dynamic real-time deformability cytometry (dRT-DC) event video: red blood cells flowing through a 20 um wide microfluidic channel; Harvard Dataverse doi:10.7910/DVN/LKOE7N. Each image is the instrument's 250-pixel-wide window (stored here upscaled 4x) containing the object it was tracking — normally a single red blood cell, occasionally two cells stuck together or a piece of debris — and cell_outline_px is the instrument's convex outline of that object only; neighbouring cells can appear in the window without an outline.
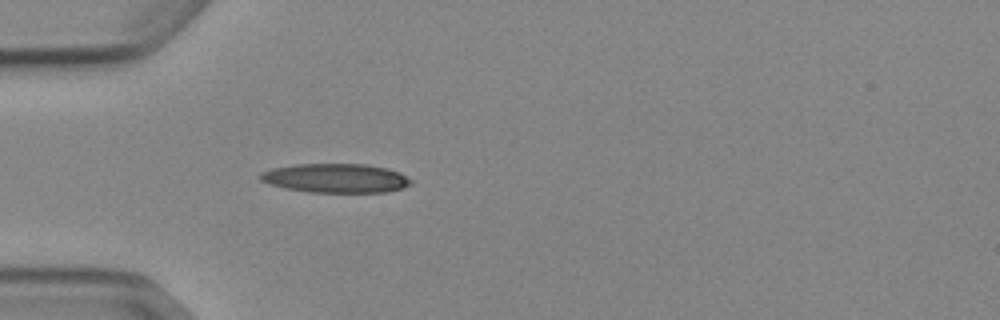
{"species": "Egyptian fruit bat (a non-hibernating species)", "species_latin": "Rousettus aegyptiacus", "temperature_condition": "cold", "stored_images_in_passage": 32, "camera_frame_rate_fps": 3000, "um_per_image_px": 0.085, "animal": {"sex": "female"}, "frame": {"image": 1, "passage_image": 1, "time_ms": 0.0, "image_size_px": [1000, 320], "cell_outline_px": [[412, 184], [404, 188], [388, 192], [308, 192], [284, 188], [260, 180], [256, 176], [260, 172], [272, 168], [296, 164], [364, 164], [388, 168], [400, 172], [412, 180]], "centroid_in_image_um": [28.54, 15.14], "position_along_channel_um": 56.5, "area_um2": 25.78}}
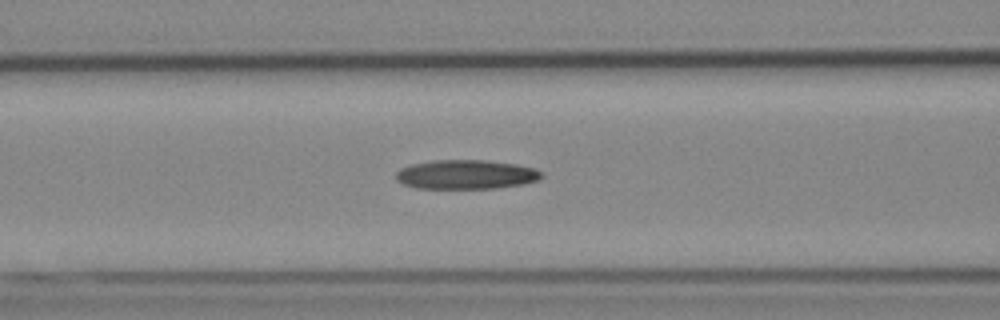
{"frame": {"image": 2, "passage_image": 7, "time_ms": 2.0, "image_size_px": [1000, 320], "cell_outline_px": [[544, 176], [540, 180], [524, 184], [496, 188], [416, 188], [404, 184], [396, 180], [396, 172], [400, 168], [412, 164], [432, 160], [484, 160], [516, 164], [536, 168]], "centroid_in_image_um": [39.63, 14.83], "position_along_channel_um": 127.0, "area_um2": 24.91}}
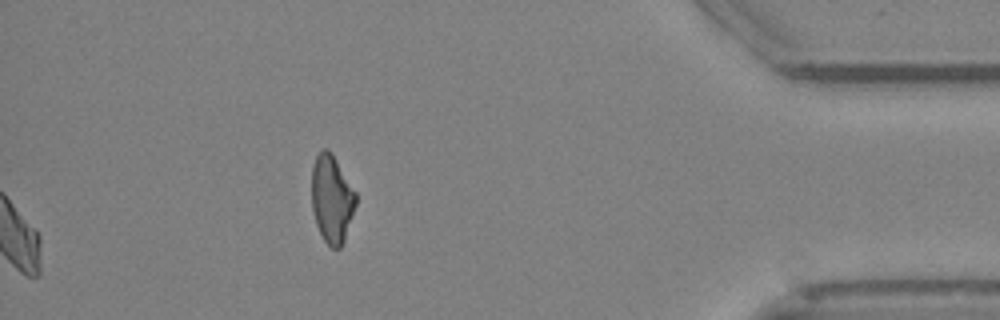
{"frame": {"image": 3, "passage_image": 32, "time_ms": 10.333, "image_size_px": [1000, 320], "cell_outline_px": [[356, 204], [344, 240], [340, 248], [332, 248], [324, 240], [316, 224], [312, 212], [312, 168], [316, 156], [324, 148], [328, 148], [332, 152], [356, 192]], "centroid_in_image_um": [28.2, 16.88], "position_along_channel_um": 407.0, "area_um2": 22.54}}